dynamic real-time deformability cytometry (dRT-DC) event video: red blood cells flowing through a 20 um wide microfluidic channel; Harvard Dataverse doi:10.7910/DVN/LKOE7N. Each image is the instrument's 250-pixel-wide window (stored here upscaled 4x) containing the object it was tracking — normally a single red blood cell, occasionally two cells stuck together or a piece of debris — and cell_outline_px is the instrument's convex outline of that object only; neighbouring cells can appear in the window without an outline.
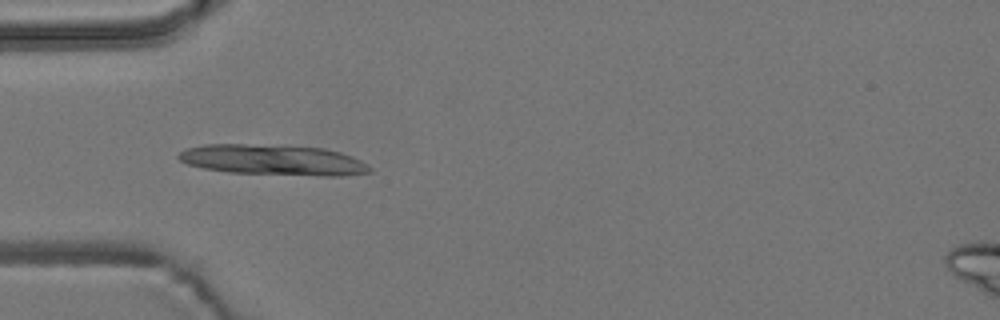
{"species": "common noctule bat (a hibernating species)", "species_latin": "Nyctalus noctula", "temperature_condition": "room temperature", "stored_images_in_passage": 6, "camera_frame_rate_fps": 3000, "um_per_image_px": 0.085, "animal": {"sex": "male", "body_mass_g": 19.2, "forearm_length_mm": 51.8}, "frame": {"image": 1, "passage_image": 5, "time_ms": 4.333, "image_size_px": [1000, 320], "cell_outline_px": [[372, 172], [340, 176], [324, 176], [228, 172], [204, 168], [188, 164], [180, 160], [176, 156], [184, 148], [204, 144], [244, 144], [324, 148], [340, 152], [352, 156], [368, 164], [372, 168]], "centroid_in_image_um": [23.22, 13.6], "position_along_channel_um": 61.8, "area_um2": 33.99}}
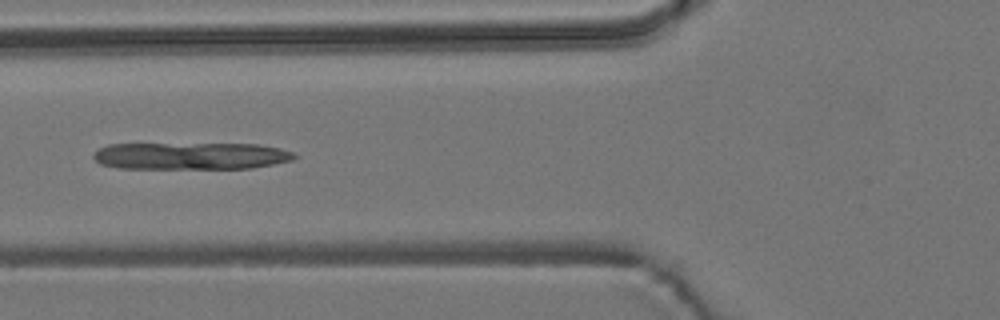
{"frame": {"image": 2, "passage_image": 6, "time_ms": 5.667, "image_size_px": [1000, 320], "cell_outline_px": [[296, 156], [292, 160], [252, 168], [120, 168], [100, 164], [92, 156], [100, 148], [108, 144], [260, 144], [280, 148], [292, 152]], "centroid_in_image_um": [16.22, 13.25], "position_along_channel_um": 109.6, "area_um2": 31.5}}